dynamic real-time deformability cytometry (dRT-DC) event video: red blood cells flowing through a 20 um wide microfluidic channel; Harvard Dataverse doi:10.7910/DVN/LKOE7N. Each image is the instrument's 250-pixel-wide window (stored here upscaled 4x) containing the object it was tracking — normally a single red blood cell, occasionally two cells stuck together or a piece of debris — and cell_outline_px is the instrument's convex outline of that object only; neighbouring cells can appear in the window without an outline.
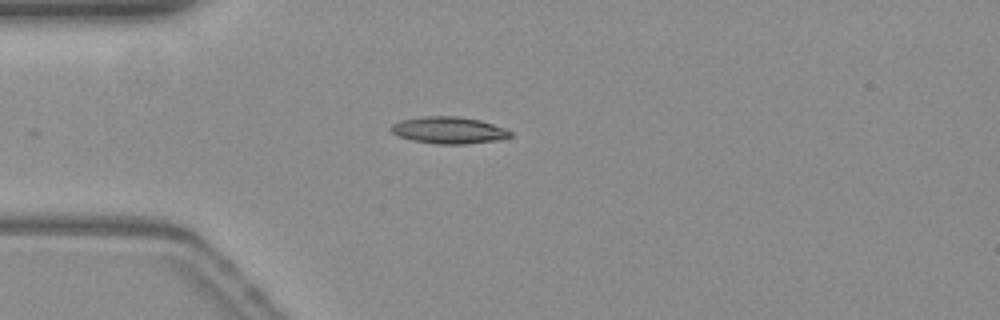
{"species": "common noctule bat (a hibernating species)", "species_latin": "Nyctalus noctula", "temperature_condition": "warm", "stored_images_in_passage": 29, "camera_frame_rate_fps": 3000, "um_per_image_px": 0.085, "animal": {"sex": "female", "body_mass_g": 19.3, "forearm_length_mm": 54.1}, "frame": {"image": 1, "passage_image": 1, "time_ms": 0.0, "image_size_px": [1000, 320], "cell_outline_px": [[512, 136], [496, 140], [464, 144], [436, 144], [412, 140], [396, 136], [392, 132], [392, 124], [404, 120], [424, 116], [456, 116], [480, 120], [504, 128], [512, 132]], "centroid_in_image_um": [38.14, 11.07], "position_along_channel_um": 46.9, "area_um2": 18.44}}
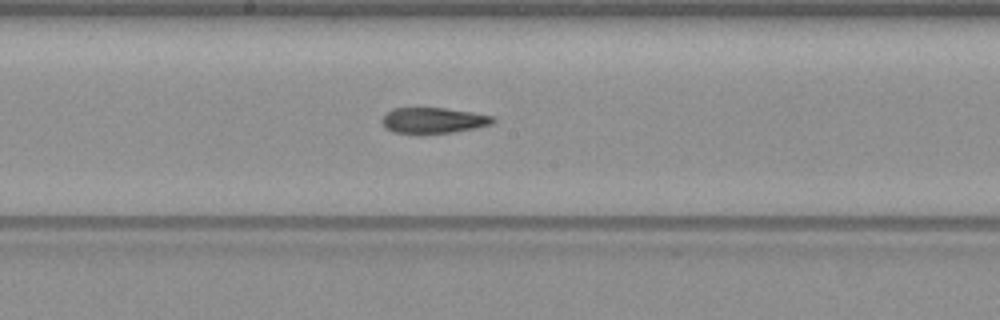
{"frame": {"image": 2, "passage_image": 15, "time_ms": 4.667, "image_size_px": [1000, 320], "cell_outline_px": [[496, 120], [492, 124], [476, 128], [452, 132], [424, 136], [420, 136], [392, 132], [384, 124], [384, 116], [392, 108], [444, 108], [472, 112], [492, 116]], "centroid_in_image_um": [36.85, 10.27], "position_along_channel_um": 211.4, "area_um2": 16.99}}
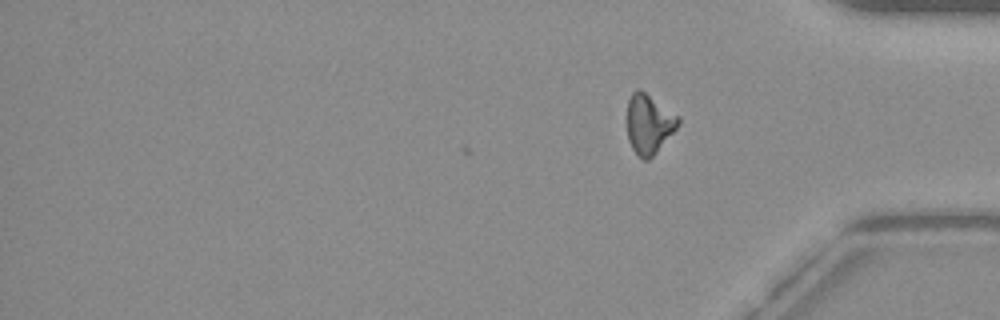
{"frame": {"image": 3, "passage_image": 29, "time_ms": 9.333, "image_size_px": [1000, 320], "cell_outline_px": [[680, 124], [656, 152], [648, 160], [644, 160], [632, 148], [628, 140], [624, 120], [624, 116], [628, 100], [632, 92], [636, 88], [640, 88], [680, 116]], "centroid_in_image_um": [55.11, 10.48], "position_along_channel_um": 380.1, "area_um2": 18.32}, "authors_computed_cell_mechanics": {"area_um2": 17.34, "velocity_mm_per_s": 3.8359, "shape_relaxation_time_tau1_ms": null, "shape_relaxation_time_tau2_ms": 7.2494, "deformation_change_tau1": null, "deformation_change_tau2": 0.1735}}